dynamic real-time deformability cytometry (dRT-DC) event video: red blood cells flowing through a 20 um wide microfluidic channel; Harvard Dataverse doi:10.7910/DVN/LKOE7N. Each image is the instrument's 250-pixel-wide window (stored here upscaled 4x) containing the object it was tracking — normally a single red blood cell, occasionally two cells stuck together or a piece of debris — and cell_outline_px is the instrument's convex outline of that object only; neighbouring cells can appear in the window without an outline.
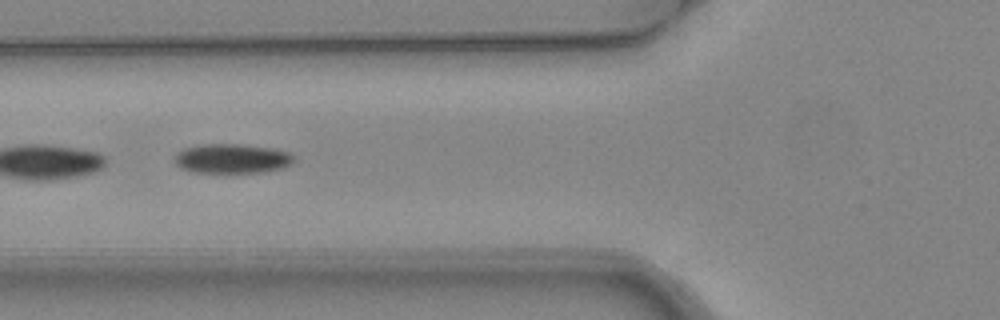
{"species": "common noctule bat (a hibernating species)", "species_latin": "Nyctalus noctula", "temperature_condition": "warm", "stored_images_in_passage": 7, "segment_of_instrument_passage": [2, 2], "camera_frame_rate_fps": 3000, "um_per_image_px": 0.085, "animal": {"sex": "female", "body_mass_g": 24.6, "forearm_length_mm": 56.2}, "frame": {"image": 1, "passage_image": 6, "time_ms": 1.667, "image_size_px": [1000, 320], "cell_outline_px": [[296, 156], [292, 164], [284, 168], [264, 172], [192, 172], [180, 168], [172, 160], [172, 156], [184, 148], [204, 144], [240, 144], [276, 148], [288, 152]], "centroid_in_image_um": [19.73, 13.47], "position_along_channel_um": 106.1, "area_um2": 20.87}}